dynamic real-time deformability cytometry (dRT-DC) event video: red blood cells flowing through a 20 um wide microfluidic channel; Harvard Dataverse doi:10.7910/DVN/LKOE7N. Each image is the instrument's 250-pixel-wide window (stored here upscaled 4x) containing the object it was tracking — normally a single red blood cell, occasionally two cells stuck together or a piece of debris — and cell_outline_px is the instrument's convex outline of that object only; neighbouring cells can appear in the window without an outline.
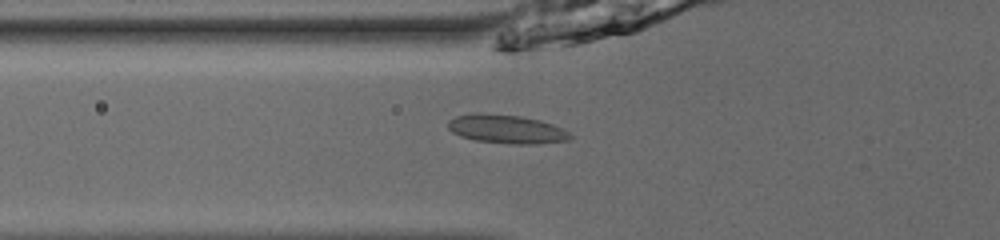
{"species": "common noctule bat (a hibernating species)", "species_latin": "Nyctalus noctula", "temperature_condition": "room temperature", "stored_images_in_passage": 53, "camera_frame_rate_fps": 3000, "um_per_image_px": 0.085, "animal": {"sex": "male", "body_mass_g": 13.0, "forearm_length_mm": 53.1}, "frame": {"image": 1, "passage_image": 21, "time_ms": 6.667, "image_size_px": [1000, 240], "cell_outline_px": [[572, 136], [568, 140], [536, 144], [512, 144], [476, 140], [460, 136], [452, 132], [448, 128], [448, 120], [456, 116], [476, 112], [520, 116], [540, 120], [552, 124], [568, 132]], "centroid_in_image_um": [43.01, 10.97], "position_along_channel_um": 82.8, "area_um2": 20.35}}
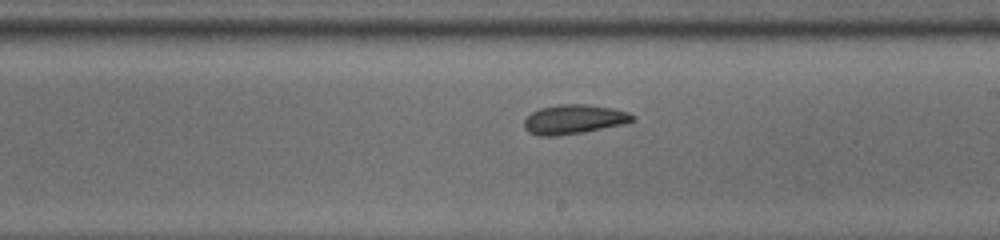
{"frame": {"image": 2, "passage_image": 33, "time_ms": 10.667, "image_size_px": [1000, 240], "cell_outline_px": [[636, 120], [624, 124], [584, 132], [556, 136], [540, 136], [528, 132], [524, 128], [524, 120], [532, 112], [540, 108], [560, 104], [588, 104], [612, 108], [628, 112], [636, 116]], "centroid_in_image_um": [48.8, 10.14], "position_along_channel_um": 240.2, "area_um2": 18.67}}
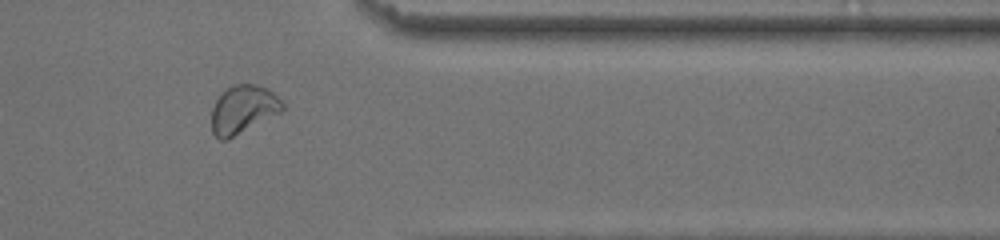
{"frame": {"image": 3, "passage_image": 45, "time_ms": 14.667, "image_size_px": [1000, 240], "cell_outline_px": [[284, 108], [280, 112], [228, 140], [220, 140], [212, 132], [212, 108], [216, 100], [228, 88], [236, 84], [252, 84], [268, 88], [284, 104]], "centroid_in_image_um": [20.65, 9.32], "position_along_channel_um": 390.7, "area_um2": 19.59}, "authors_computed_cell_mechanics": {"area_um2": 19.5942, "velocity_mm_per_s": 3.9176, "shape_relaxation_time_tau1_ms": 5.0477, "shape_relaxation_time_tau2_ms": 2.1536, "deformation_change_tau1": 0.1098, "deformation_change_tau2": 0.068}}